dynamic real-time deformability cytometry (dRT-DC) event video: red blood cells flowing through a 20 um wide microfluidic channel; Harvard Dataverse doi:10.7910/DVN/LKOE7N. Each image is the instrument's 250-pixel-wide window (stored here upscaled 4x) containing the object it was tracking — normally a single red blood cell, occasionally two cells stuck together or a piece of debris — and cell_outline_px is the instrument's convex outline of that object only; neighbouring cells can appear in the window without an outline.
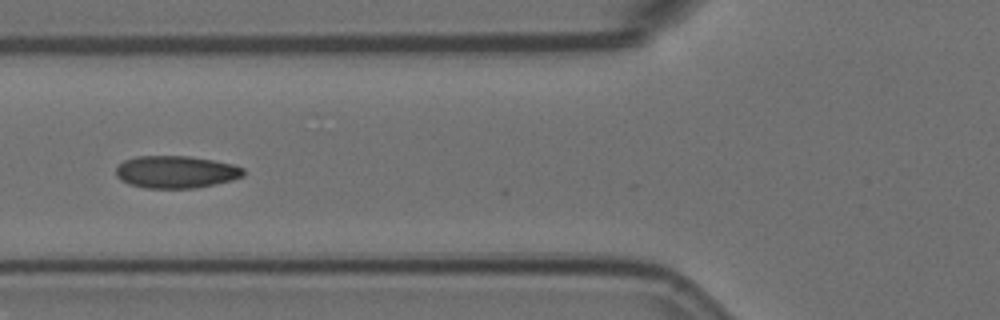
{"species": "Egyptian fruit bat (a non-hibernating species)", "species_latin": "Rousettus aegyptiacus", "temperature_condition": "room temperature", "stored_images_in_passage": 29, "camera_frame_rate_fps": 3000, "um_per_image_px": 0.085, "animal": {"sex": "female"}, "frame": {"image": 1, "passage_image": 2, "time_ms": 0.333, "image_size_px": [1000, 320], "cell_outline_px": [[244, 176], [232, 180], [196, 188], [144, 188], [128, 184], [120, 180], [116, 176], [116, 168], [124, 160], [136, 156], [188, 156], [212, 160], [232, 164], [244, 168]], "centroid_in_image_um": [14.94, 14.62], "position_along_channel_um": 110.9, "area_um2": 24.1}}
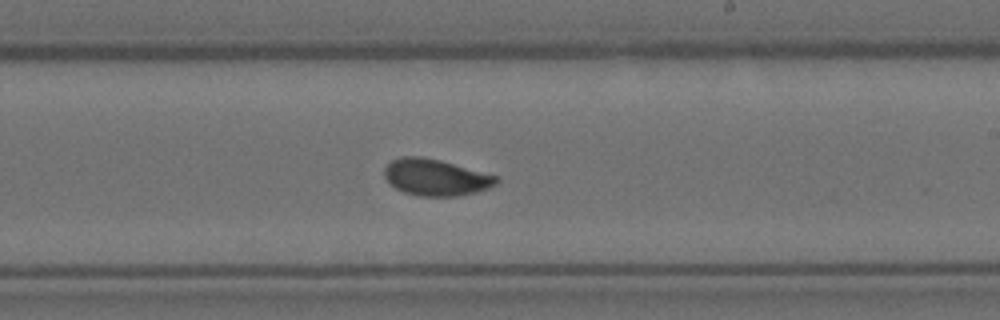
{"frame": {"image": 2, "passage_image": 14, "time_ms": 4.333, "image_size_px": [1000, 320], "cell_outline_px": [[500, 180], [496, 184], [488, 188], [476, 192], [456, 196], [420, 196], [404, 192], [396, 188], [384, 176], [384, 168], [392, 160], [400, 156], [420, 156], [440, 160], [496, 176]], "centroid_in_image_um": [37.02, 15.07], "position_along_channel_um": 252.0, "area_um2": 23.58}}
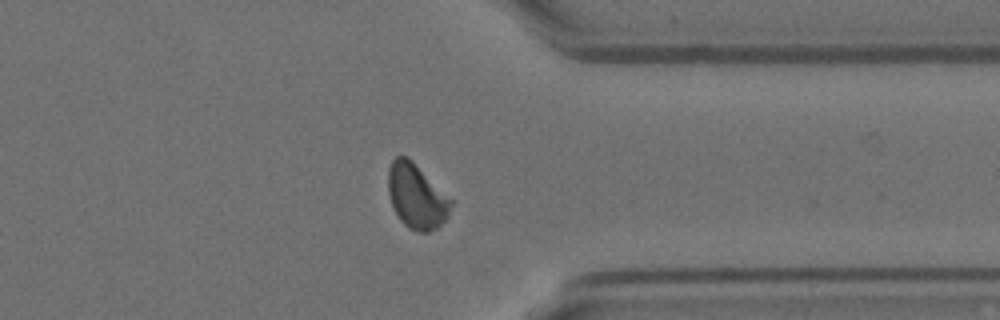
{"frame": {"image": 3, "passage_image": 25, "time_ms": 8.0, "image_size_px": [1000, 320], "cell_outline_px": [[456, 200], [448, 216], [436, 228], [428, 232], [416, 232], [408, 228], [400, 220], [392, 204], [388, 192], [388, 168], [392, 160], [396, 156], [408, 156]], "centroid_in_image_um": [35.46, 16.66], "position_along_channel_um": 375.9, "area_um2": 24.33}}